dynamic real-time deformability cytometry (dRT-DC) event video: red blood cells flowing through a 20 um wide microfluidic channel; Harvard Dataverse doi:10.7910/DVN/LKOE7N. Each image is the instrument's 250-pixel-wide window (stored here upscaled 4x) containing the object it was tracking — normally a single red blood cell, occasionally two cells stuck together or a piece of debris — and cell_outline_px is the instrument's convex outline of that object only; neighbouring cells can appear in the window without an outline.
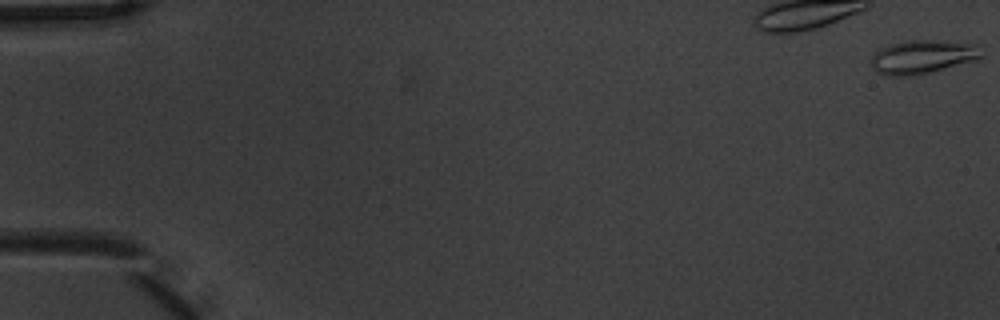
{"species": "common noctule bat (a hibernating species)", "species_latin": "Nyctalus noctula", "temperature_condition": "warm", "stored_images_in_passage": 8, "camera_frame_rate_fps": 3000, "um_per_image_px": 0.085, "animal": {"sex": "male", "body_mass_g": 20.1, "forearm_length_mm": 53.5}, "frame": {"image": 1, "passage_image": 1, "time_ms": 0.0, "image_size_px": [1000, 320], "cell_outline_px": [[984, 56], [976, 60], [932, 72], [912, 76], [884, 76], [876, 72], [872, 68], [872, 56], [880, 48], [892, 44], [908, 40], [936, 40], [980, 44]], "centroid_in_image_um": [78.46, 4.84], "position_along_channel_um": 6.5, "area_um2": 21.96}}
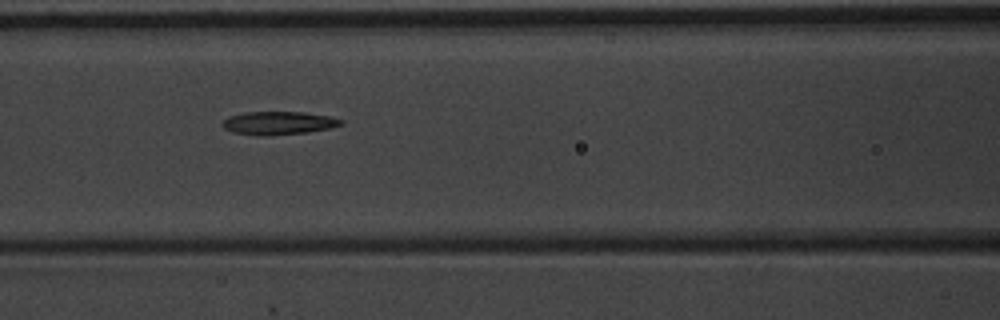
{"frame": {"image": 2, "passage_image": 7, "time_ms": 2.0, "image_size_px": [1000, 320], "cell_outline_px": [[344, 124], [328, 128], [308, 132], [264, 136], [256, 136], [232, 132], [224, 128], [224, 120], [228, 116], [244, 112], [304, 112], [328, 116], [344, 120]], "centroid_in_image_um": [23.66, 10.46], "position_along_channel_um": 142.9, "area_um2": 16.01}}
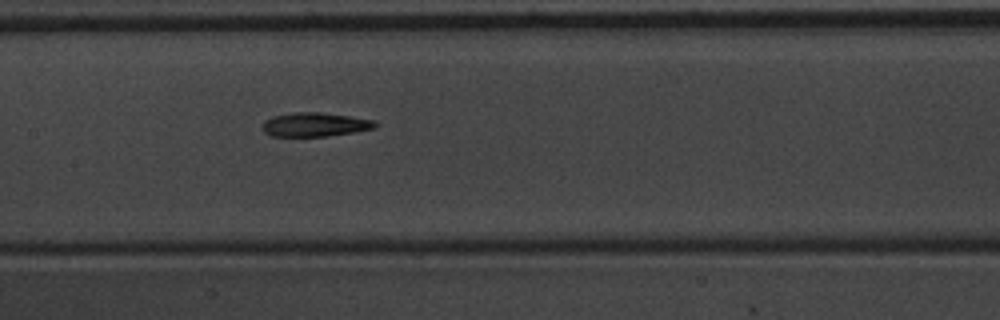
{"frame": {"image": 3, "passage_image": 8, "time_ms": 2.333, "image_size_px": [1000, 320], "cell_outline_px": [[380, 124], [376, 128], [356, 132], [328, 136], [272, 136], [264, 132], [264, 120], [272, 116], [292, 112], [320, 112], [376, 120]], "centroid_in_image_um": [26.83, 10.58], "position_along_channel_um": 180.6, "area_um2": 15.9}}